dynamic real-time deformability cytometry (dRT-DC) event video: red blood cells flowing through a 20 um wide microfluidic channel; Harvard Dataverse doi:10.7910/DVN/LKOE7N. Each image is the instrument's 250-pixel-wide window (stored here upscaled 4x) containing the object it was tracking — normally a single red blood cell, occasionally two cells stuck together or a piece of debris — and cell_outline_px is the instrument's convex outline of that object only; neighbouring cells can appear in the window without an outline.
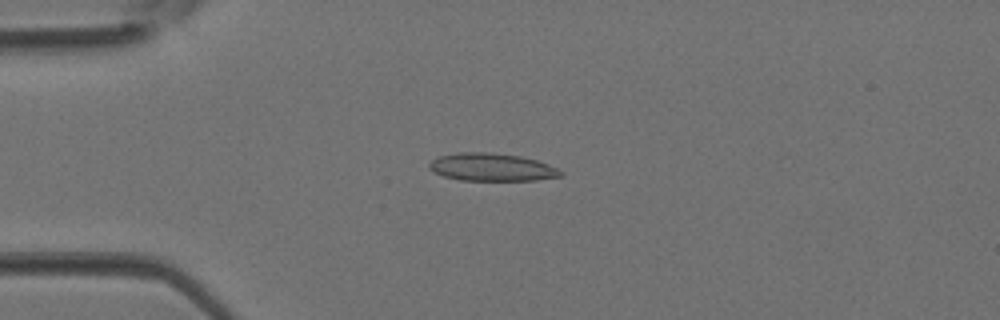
{"species": "Egyptian fruit bat (a non-hibernating species)", "species_latin": "Rousettus aegyptiacus", "temperature_condition": "room temperature", "stored_images_in_passage": 3, "camera_frame_rate_fps": 3000, "um_per_image_px": 0.085, "animal": {"sex": "female"}, "frame": {"image": 1, "passage_image": 3, "time_ms": 0.667, "image_size_px": [1000, 320], "cell_outline_px": [[564, 172], [560, 176], [536, 180], [460, 180], [444, 176], [428, 168], [428, 164], [432, 160], [440, 156], [460, 152], [492, 152], [520, 156], [536, 160], [548, 164]], "centroid_in_image_um": [41.8, 14.2], "position_along_channel_um": 43.2, "area_um2": 21.1}}